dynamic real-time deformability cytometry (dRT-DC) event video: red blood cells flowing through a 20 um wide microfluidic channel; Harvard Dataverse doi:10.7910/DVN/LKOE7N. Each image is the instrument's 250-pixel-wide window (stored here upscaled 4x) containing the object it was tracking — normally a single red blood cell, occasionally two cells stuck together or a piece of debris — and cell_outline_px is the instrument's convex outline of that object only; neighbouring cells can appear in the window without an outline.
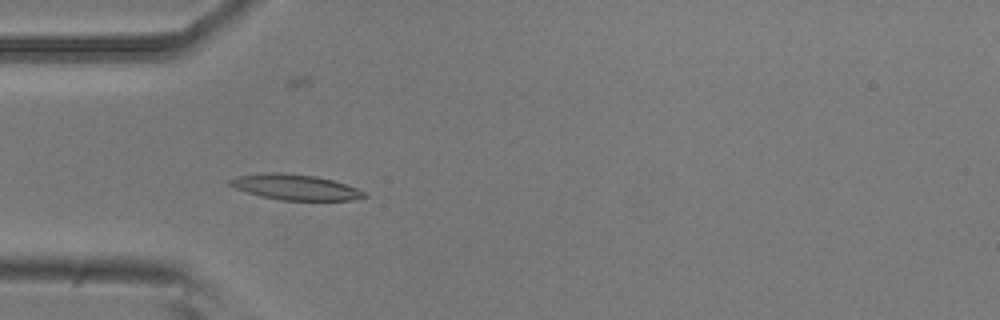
{"species": "common noctule bat (a hibernating species)", "species_latin": "Nyctalus noctula", "temperature_condition": "room temperature", "stored_images_in_passage": 44, "camera_frame_rate_fps": 3000, "um_per_image_px": 0.085, "animal": {"sex": "male", "body_mass_g": 20.5, "forearm_length_mm": 52.5}, "frame": {"image": 1, "passage_image": 6, "time_ms": 1.667, "image_size_px": [1000, 320], "cell_outline_px": [[368, 196], [352, 200], [280, 200], [260, 196], [236, 188], [228, 184], [228, 180], [236, 176], [264, 172], [284, 172], [316, 176], [332, 180], [356, 188], [364, 192]], "centroid_in_image_um": [25.06, 15.89], "position_along_channel_um": 59.9, "area_um2": 19.94}}
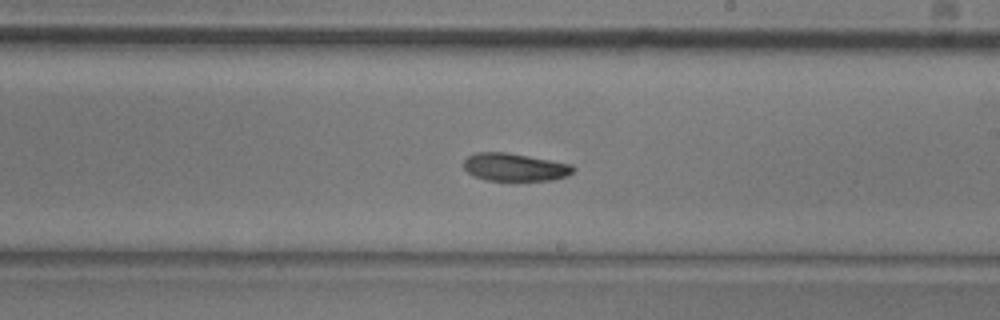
{"frame": {"image": 2, "passage_image": 21, "time_ms": 6.667, "image_size_px": [1000, 320], "cell_outline_px": [[576, 168], [568, 176], [552, 180], [484, 180], [472, 176], [464, 168], [464, 160], [468, 156], [476, 152], [508, 152], [572, 164]], "centroid_in_image_um": [43.75, 14.2], "position_along_channel_um": 245.2, "area_um2": 17.86}}
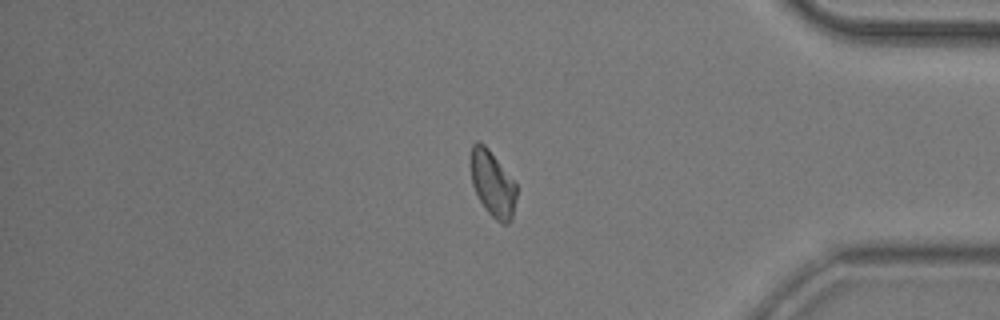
{"frame": {"image": 3, "passage_image": 35, "time_ms": 11.333, "image_size_px": [1000, 320], "cell_outline_px": [[516, 196], [512, 220], [508, 224], [504, 224], [496, 220], [484, 208], [472, 184], [468, 156], [472, 144], [476, 140], [484, 144], [488, 148], [516, 184]], "centroid_in_image_um": [41.83, 15.58], "position_along_channel_um": 393.4, "area_um2": 17.74}, "authors_computed_cell_mechanics": {"area_um2": 18.1492, "velocity_mm_per_s": 3.7476, "shape_relaxation_time_tau1_ms": 5.2917, "shape_relaxation_time_tau2_ms": 5.433, "deformation_change_tau1": 0.1382, "deformation_change_tau2": 0.0865}}